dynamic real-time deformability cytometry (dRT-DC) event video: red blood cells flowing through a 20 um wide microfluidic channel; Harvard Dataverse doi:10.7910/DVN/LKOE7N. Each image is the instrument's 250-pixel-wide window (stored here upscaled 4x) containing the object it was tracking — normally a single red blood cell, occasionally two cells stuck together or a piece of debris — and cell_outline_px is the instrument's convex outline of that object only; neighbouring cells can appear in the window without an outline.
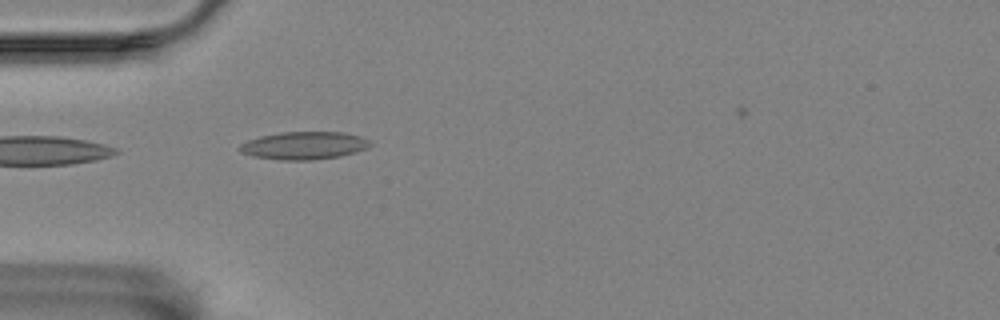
{"species": "Egyptian fruit bat (a non-hibernating species)", "species_latin": "Rousettus aegyptiacus", "temperature_condition": "room temperature", "stored_images_in_passage": 17, "camera_frame_rate_fps": 3000, "um_per_image_px": 0.085, "animal": {"sex": "female"}, "frame": {"image": 1, "passage_image": 1, "time_ms": 0.0, "image_size_px": [1000, 320], "cell_outline_px": [[372, 144], [368, 148], [356, 152], [340, 156], [312, 160], [280, 160], [256, 156], [240, 152], [236, 148], [240, 144], [248, 140], [260, 136], [280, 132], [344, 132], [360, 136], [372, 140]], "centroid_in_image_um": [25.87, 12.36], "position_along_channel_um": 59.1, "area_um2": 21.27}}
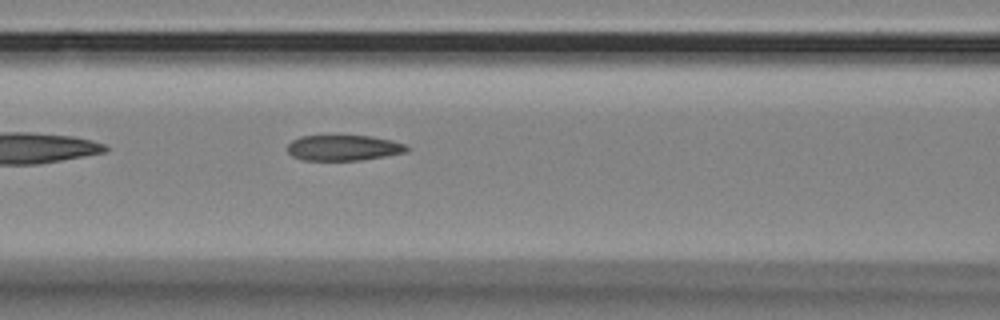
{"frame": {"image": 2, "passage_image": 8, "time_ms": 2.333, "image_size_px": [1000, 320], "cell_outline_px": [[412, 148], [408, 152], [360, 160], [304, 160], [292, 156], [288, 152], [288, 144], [292, 140], [300, 136], [372, 136], [392, 140], [404, 144]], "centroid_in_image_um": [29.23, 12.56], "position_along_channel_um": 137.4, "area_um2": 17.8}}
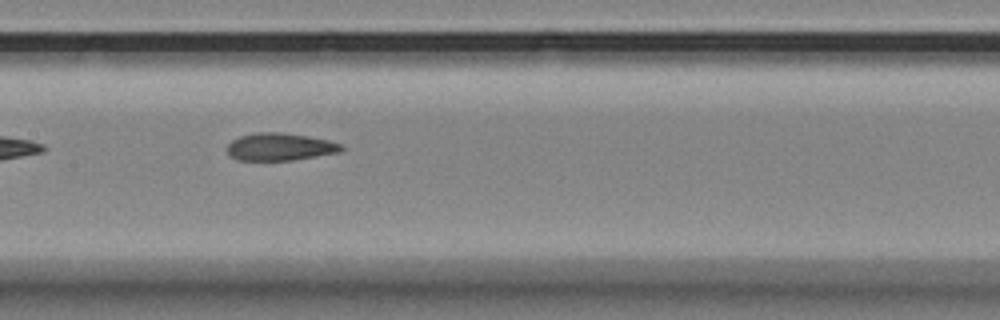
{"frame": {"image": 3, "passage_image": 12, "time_ms": 3.667, "image_size_px": [1000, 320], "cell_outline_px": [[344, 148], [340, 152], [292, 160], [236, 160], [228, 152], [228, 144], [232, 140], [240, 136], [256, 132], [280, 132], [308, 136], [328, 140], [340, 144]], "centroid_in_image_um": [23.79, 12.47], "position_along_channel_um": 183.6, "area_um2": 18.15}}